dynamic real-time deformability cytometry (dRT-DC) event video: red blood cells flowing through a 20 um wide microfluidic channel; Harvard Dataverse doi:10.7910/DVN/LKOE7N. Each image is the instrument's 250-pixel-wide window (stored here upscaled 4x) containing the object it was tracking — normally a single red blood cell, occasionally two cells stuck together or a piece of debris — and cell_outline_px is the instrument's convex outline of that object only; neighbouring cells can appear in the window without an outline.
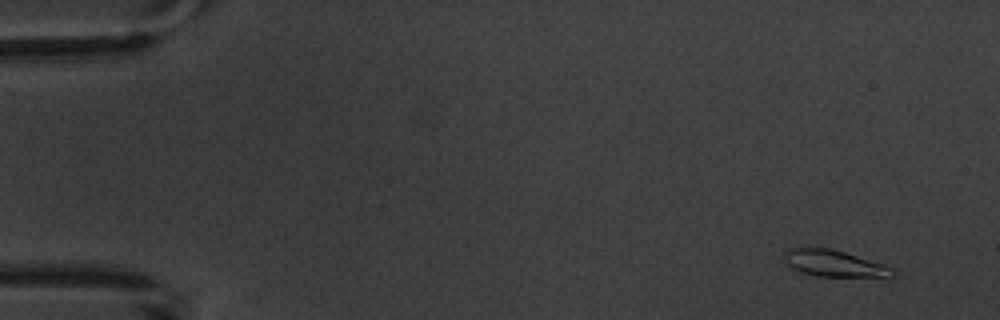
{"species": "common noctule bat (a hibernating species)", "species_latin": "Nyctalus noctula", "temperature_condition": "warm", "stored_images_in_passage": 4, "camera_frame_rate_fps": 3000, "um_per_image_px": 0.085, "animal": {"sex": "male", "body_mass_g": 20.1, "forearm_length_mm": 53.5}, "frame": {"image": 1, "passage_image": 1, "time_ms": 0.0, "image_size_px": [1000, 320], "cell_outline_px": [[896, 276], [816, 276], [792, 268], [784, 260], [784, 252], [788, 248], [828, 248], [844, 252], [884, 264], [892, 268], [896, 272]], "centroid_in_image_um": [70.89, 22.38], "position_along_channel_um": 14.1, "area_um2": 16.42}}